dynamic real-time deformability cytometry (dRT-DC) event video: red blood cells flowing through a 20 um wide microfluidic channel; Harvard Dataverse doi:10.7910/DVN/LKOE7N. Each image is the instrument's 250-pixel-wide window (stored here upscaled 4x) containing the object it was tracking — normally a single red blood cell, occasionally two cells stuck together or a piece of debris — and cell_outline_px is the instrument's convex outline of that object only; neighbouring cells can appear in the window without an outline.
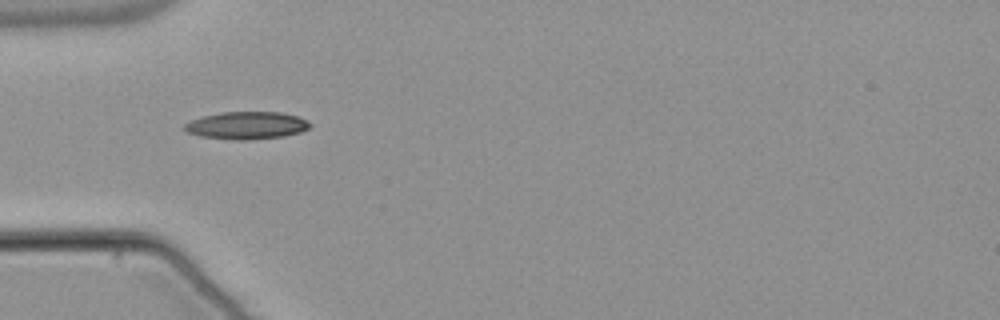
{"species": "common noctule bat (a hibernating species)", "species_latin": "Nyctalus noctula", "temperature_condition": "warm", "stored_images_in_passage": 38, "camera_frame_rate_fps": 3000, "um_per_image_px": 0.085, "animal": {"sex": "male", "body_mass_g": 21.5, "forearm_length_mm": 52.0}, "frame": {"image": 1, "passage_image": 1, "time_ms": 0.0, "image_size_px": [1000, 320], "cell_outline_px": [[312, 124], [308, 128], [300, 132], [284, 136], [248, 140], [236, 140], [200, 136], [188, 132], [180, 128], [184, 124], [192, 120], [204, 116], [220, 112], [280, 112], [296, 116], [308, 120]], "centroid_in_image_um": [20.95, 10.66], "position_along_channel_um": 64.0, "area_um2": 20.11}}
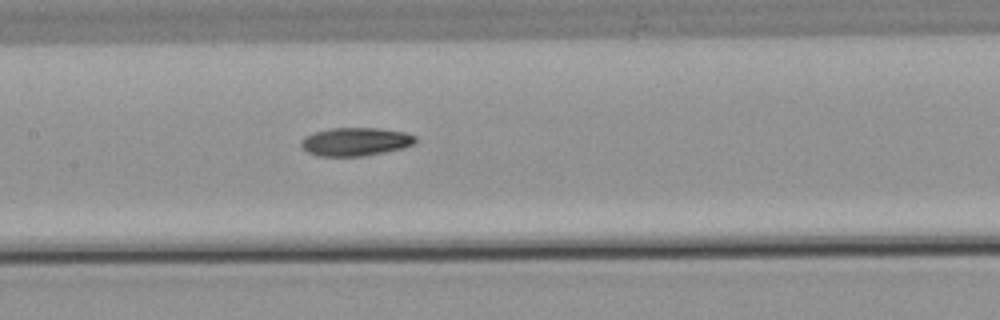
{"frame": {"image": 2, "passage_image": 10, "time_ms": 3.0, "image_size_px": [1000, 320], "cell_outline_px": [[416, 144], [400, 148], [360, 156], [320, 156], [308, 152], [300, 144], [300, 140], [304, 136], [312, 132], [328, 128], [380, 128], [404, 132], [416, 136]], "centroid_in_image_um": [30.18, 12.02], "position_along_channel_um": 177.2, "area_um2": 18.79}}
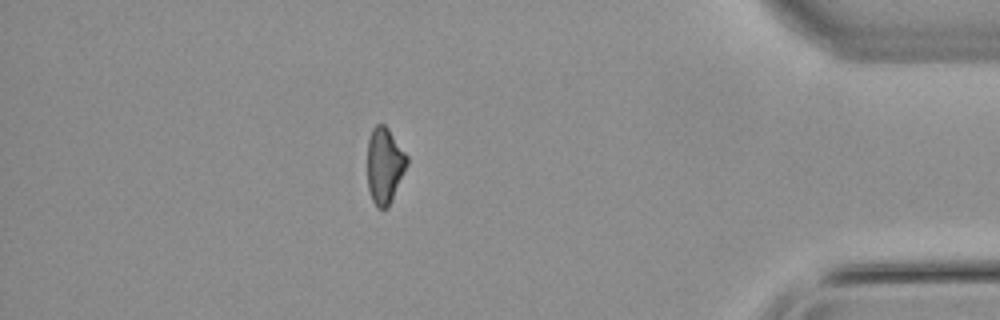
{"frame": {"image": 3, "passage_image": 31, "time_ms": 10.0, "image_size_px": [1000, 320], "cell_outline_px": [[408, 164], [392, 200], [388, 208], [376, 208], [372, 200], [368, 188], [368, 140], [372, 128], [376, 124], [384, 124], [388, 128], [408, 156]], "centroid_in_image_um": [32.69, 14.07], "position_along_channel_um": 402.5, "area_um2": 17.63}}